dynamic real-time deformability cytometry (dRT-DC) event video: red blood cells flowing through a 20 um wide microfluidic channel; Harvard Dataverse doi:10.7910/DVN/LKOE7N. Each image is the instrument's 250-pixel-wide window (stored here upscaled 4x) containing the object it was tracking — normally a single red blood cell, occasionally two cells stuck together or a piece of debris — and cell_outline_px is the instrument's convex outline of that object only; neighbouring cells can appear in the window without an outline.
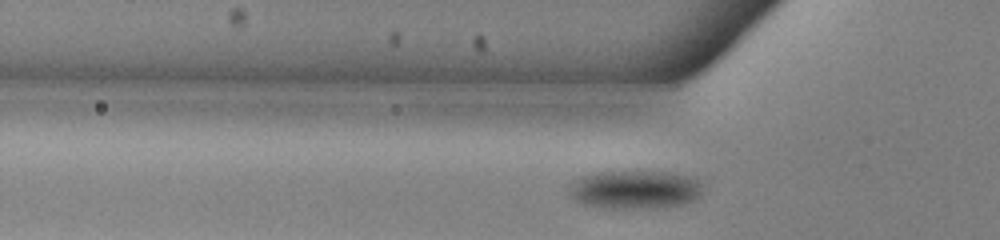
{"species": "common noctule bat (a hibernating species)", "species_latin": "Nyctalus noctula", "temperature_condition": "warm", "stored_images_in_passage": 37, "camera_frame_rate_fps": 3000, "um_per_image_px": 0.085, "animal": {"sex": "male", "body_mass_g": 13.0, "forearm_length_mm": 53.1}, "frame": {"image": 1, "passage_image": 5, "time_ms": 1.333, "image_size_px": [1000, 240], "cell_outline_px": [[700, 196], [684, 204], [656, 208], [600, 208], [584, 204], [576, 200], [576, 184], [584, 176], [600, 172], [668, 172], [696, 176], [700, 184]], "centroid_in_image_um": [54.14, 16.13], "position_along_channel_um": 71.7, "area_um2": 29.02}}
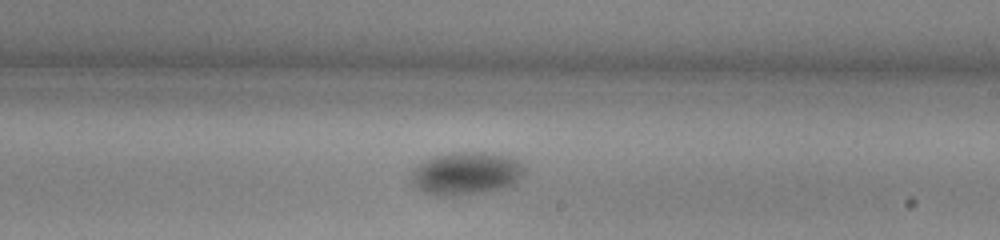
{"frame": {"image": 2, "passage_image": 19, "time_ms": 6.0, "image_size_px": [1000, 240], "cell_outline_px": [[524, 168], [520, 176], [512, 184], [500, 188], [444, 196], [436, 196], [424, 192], [412, 180], [412, 176], [416, 168], [420, 164], [436, 156], [464, 152], [500, 156], [516, 160]], "centroid_in_image_um": [39.58, 14.75], "position_along_channel_um": 249.4, "area_um2": 26.24}}
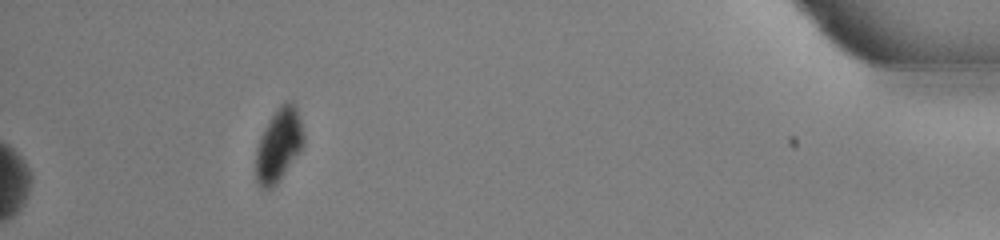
{"frame": {"image": 3, "passage_image": 37, "time_ms": 12.0, "image_size_px": [1000, 240], "cell_outline_px": [[304, 144], [280, 180], [272, 188], [260, 188], [256, 180], [256, 148], [276, 108], [280, 104], [288, 100], [292, 100], [296, 104], [304, 136]], "centroid_in_image_um": [23.71, 12.32], "position_along_channel_um": 411.5, "area_um2": 20.11}, "authors_computed_cell_mechanics": {"area_um2": 25.6632, "velocity_mm_per_s": 3.803, "shape_relaxation_time_tau1_ms": 1.8171, "shape_relaxation_time_tau2_ms": null, "deformation_change_tau1": 0.0573, "deformation_change_tau2": null}}